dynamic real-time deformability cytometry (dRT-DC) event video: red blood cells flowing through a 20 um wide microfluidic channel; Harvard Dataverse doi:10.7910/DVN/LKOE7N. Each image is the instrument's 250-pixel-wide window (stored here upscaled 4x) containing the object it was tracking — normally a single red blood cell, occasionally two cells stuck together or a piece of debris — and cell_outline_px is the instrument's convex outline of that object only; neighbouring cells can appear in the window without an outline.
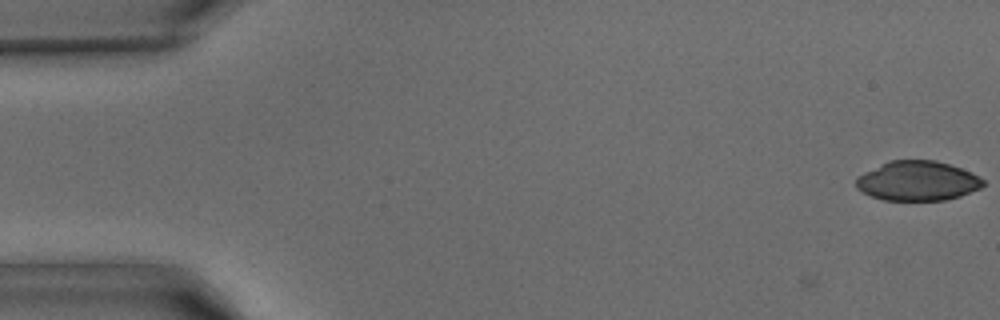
{"species": "common noctule bat (a hibernating species)", "species_latin": "Nyctalus noctula", "temperature_condition": "warm", "stored_images_in_passage": 3, "camera_frame_rate_fps": 3000, "um_per_image_px": 0.085, "animal": {"sex": "male", "body_mass_g": 15.6}, "frame": {"image": 1, "passage_image": 3, "time_ms": 0.667, "image_size_px": [1000, 320], "cell_outline_px": [[984, 184], [980, 188], [960, 196], [944, 200], [884, 200], [872, 196], [856, 188], [856, 176], [864, 172], [892, 160], [936, 160], [972, 172], [984, 180]], "centroid_in_image_um": [77.99, 15.38], "position_along_channel_um": 7.0, "area_um2": 29.13}}